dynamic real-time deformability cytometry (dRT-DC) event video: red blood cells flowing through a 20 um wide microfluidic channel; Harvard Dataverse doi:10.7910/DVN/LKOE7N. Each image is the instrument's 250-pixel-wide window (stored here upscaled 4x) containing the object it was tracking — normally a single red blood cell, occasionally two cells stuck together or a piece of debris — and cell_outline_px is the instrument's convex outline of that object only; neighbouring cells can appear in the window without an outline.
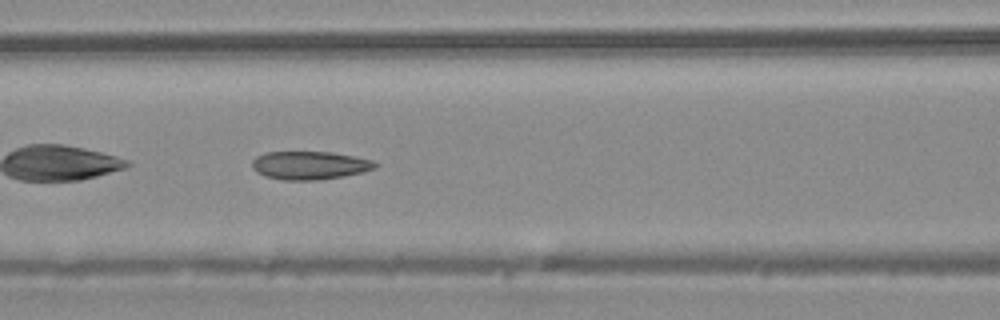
{"species": "common noctule bat (a hibernating species)", "species_latin": "Nyctalus noctula", "temperature_condition": "warm", "stored_images_in_passage": 43, "camera_frame_rate_fps": 3000, "um_per_image_px": 0.085, "animal": {"sex": "male", "body_mass_g": 20.4}, "frame": {"image": 1, "passage_image": 19, "time_ms": 6.0, "image_size_px": [1000, 320], "cell_outline_px": [[380, 164], [376, 168], [364, 172], [344, 176], [320, 180], [284, 180], [264, 176], [256, 172], [252, 168], [252, 160], [256, 156], [264, 152], [332, 152], [356, 156], [372, 160]], "centroid_in_image_um": [26.34, 14.05], "position_along_channel_um": 140.3, "area_um2": 20.58}}
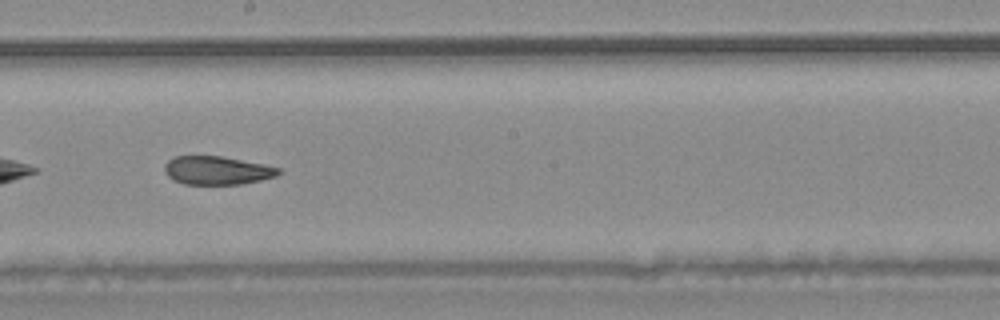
{"frame": {"image": 2, "passage_image": 25, "time_ms": 8.0, "image_size_px": [1000, 320], "cell_outline_px": [[284, 172], [276, 176], [260, 180], [240, 184], [184, 184], [168, 176], [164, 172], [164, 164], [168, 160], [176, 156], [220, 156], [264, 164], [280, 168]], "centroid_in_image_um": [18.46, 14.48], "position_along_channel_um": 229.7, "area_um2": 18.84}}